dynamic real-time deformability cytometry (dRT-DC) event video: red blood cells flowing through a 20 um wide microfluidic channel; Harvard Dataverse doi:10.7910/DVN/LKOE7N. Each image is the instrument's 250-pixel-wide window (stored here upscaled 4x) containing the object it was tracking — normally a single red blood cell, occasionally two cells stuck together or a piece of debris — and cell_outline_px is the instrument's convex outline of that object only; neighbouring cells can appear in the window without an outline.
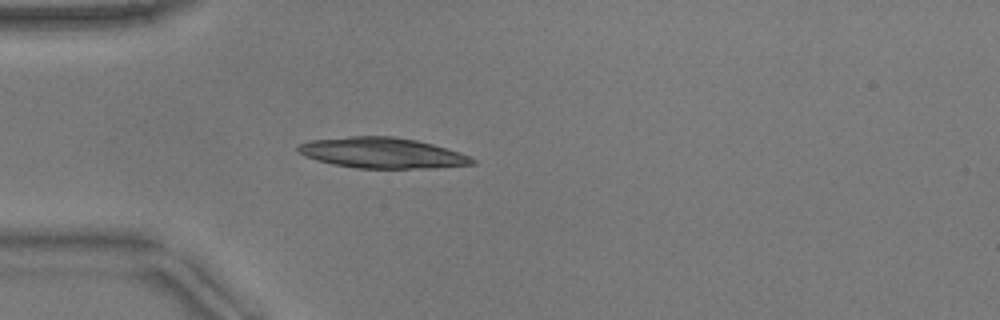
{"species": "common noctule bat (a hibernating species)", "species_latin": "Nyctalus noctula", "temperature_condition": "warm", "stored_images_in_passage": 40, "camera_frame_rate_fps": 3000, "um_per_image_px": 0.085, "animal": {"sex": "male", "body_mass_g": 17.9}, "frame": {"image": 1, "passage_image": 6, "time_ms": 1.667, "image_size_px": [1000, 320], "cell_outline_px": [[476, 164], [432, 168], [356, 168], [332, 164], [316, 160], [304, 156], [296, 148], [296, 144], [312, 140], [348, 136], [392, 136], [416, 140], [432, 144], [460, 152], [476, 160]], "centroid_in_image_um": [32.46, 13.0], "position_along_channel_um": 52.5, "area_um2": 31.15}}
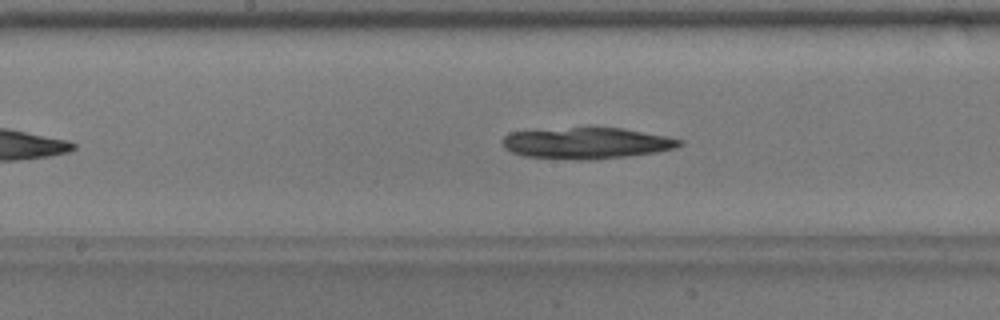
{"frame": {"image": 2, "passage_image": 18, "time_ms": 5.667, "image_size_px": [1000, 320], "cell_outline_px": [[684, 144], [676, 148], [656, 152], [592, 160], [584, 160], [524, 156], [512, 152], [504, 148], [500, 140], [508, 132], [572, 128], [624, 128], [684, 140]], "centroid_in_image_um": [49.85, 12.17], "position_along_channel_um": 198.3, "area_um2": 32.02}}
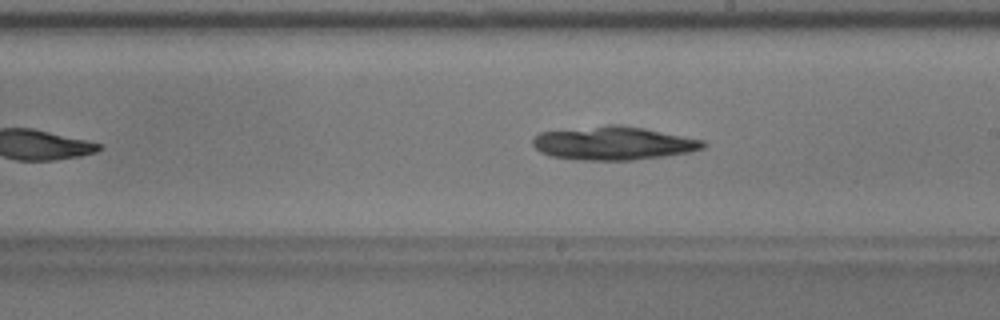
{"frame": {"image": 3, "passage_image": 21, "time_ms": 6.667, "image_size_px": [1000, 320], "cell_outline_px": [[708, 144], [704, 148], [688, 152], [664, 156], [632, 160], [584, 160], [552, 156], [540, 152], [532, 144], [532, 140], [540, 132], [608, 124], [620, 124], [644, 128], [704, 140]], "centroid_in_image_um": [52.15, 12.16], "position_along_channel_um": 236.8, "area_um2": 33.18}}